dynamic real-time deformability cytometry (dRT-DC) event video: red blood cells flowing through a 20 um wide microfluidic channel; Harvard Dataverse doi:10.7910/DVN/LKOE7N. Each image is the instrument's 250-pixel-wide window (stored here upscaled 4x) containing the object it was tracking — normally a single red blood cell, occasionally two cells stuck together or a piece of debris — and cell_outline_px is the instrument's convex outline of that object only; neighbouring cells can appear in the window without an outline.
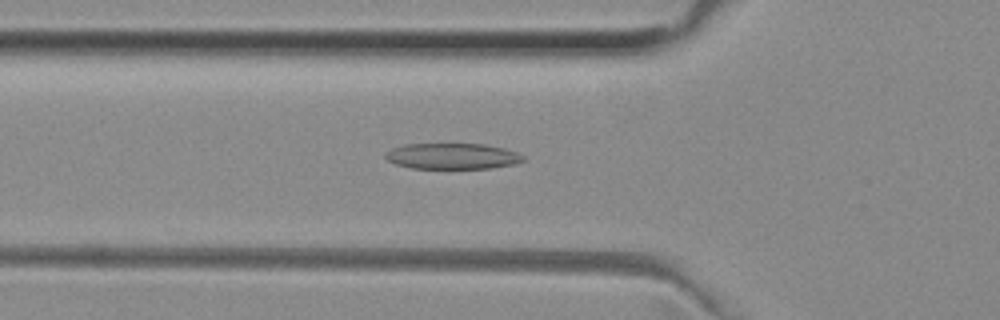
{"species": "common noctule bat (a hibernating species)", "species_latin": "Nyctalus noctula", "temperature_condition": "room temperature", "stored_images_in_passage": 35, "camera_frame_rate_fps": 3000, "um_per_image_px": 0.085, "animal": {"sex": "female", "body_mass_g": 29.2, "forearm_length_mm": 56.3}, "frame": {"image": 1, "passage_image": 6, "time_ms": 1.667, "image_size_px": [1000, 320], "cell_outline_px": [[524, 160], [516, 164], [492, 168], [412, 168], [396, 164], [388, 160], [384, 156], [392, 148], [404, 144], [484, 144], [504, 148], [516, 152], [524, 156]], "centroid_in_image_um": [38.48, 13.27], "position_along_channel_um": 87.3, "area_um2": 20.69}}
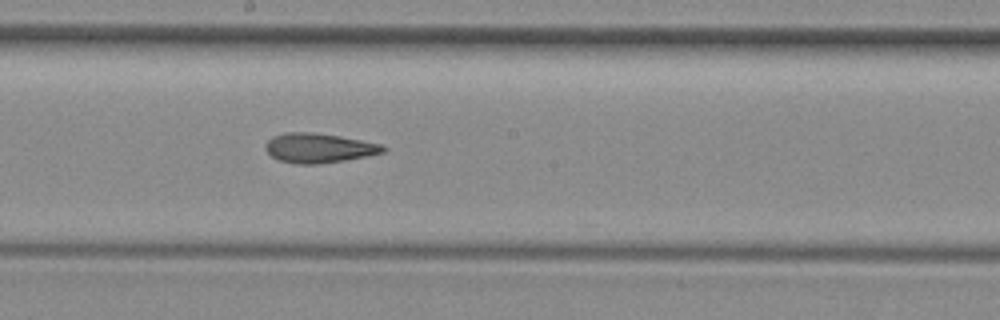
{"frame": {"image": 2, "passage_image": 16, "time_ms": 5.0, "image_size_px": [1000, 320], "cell_outline_px": [[388, 148], [384, 152], [368, 156], [320, 164], [296, 164], [280, 160], [272, 156], [264, 148], [264, 144], [272, 136], [284, 132], [312, 132], [340, 136], [380, 144]], "centroid_in_image_um": [27.08, 12.57], "position_along_channel_um": 221.1, "area_um2": 20.29}}
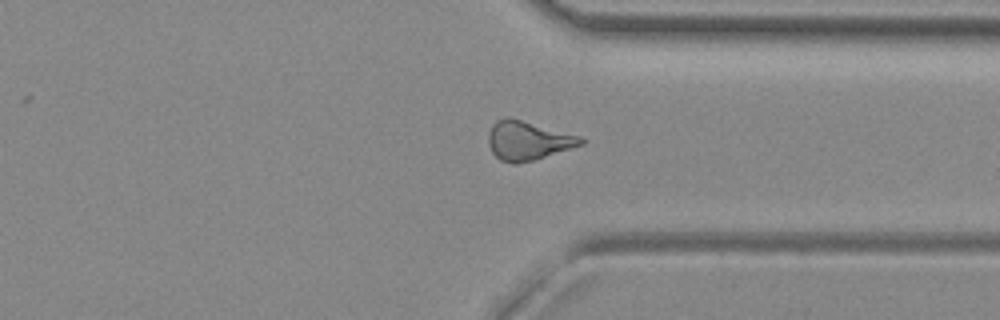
{"frame": {"image": 3, "passage_image": 27, "time_ms": 8.667, "image_size_px": [1000, 320], "cell_outline_px": [[584, 144], [532, 160], [516, 164], [512, 164], [500, 160], [492, 152], [488, 144], [488, 132], [492, 124], [496, 120], [508, 116], [512, 116], [580, 136], [584, 140]], "centroid_in_image_um": [44.83, 11.92], "position_along_channel_um": 366.6, "area_um2": 21.21}, "authors_computed_cell_mechanics": {"area_um2": 20.1722, "velocity_mm_per_s": 3.9988, "shape_relaxation_time_tau1_ms": null, "shape_relaxation_time_tau2_ms": 4.206, "deformation_change_tau1": null, "deformation_change_tau2": 0.1573}}